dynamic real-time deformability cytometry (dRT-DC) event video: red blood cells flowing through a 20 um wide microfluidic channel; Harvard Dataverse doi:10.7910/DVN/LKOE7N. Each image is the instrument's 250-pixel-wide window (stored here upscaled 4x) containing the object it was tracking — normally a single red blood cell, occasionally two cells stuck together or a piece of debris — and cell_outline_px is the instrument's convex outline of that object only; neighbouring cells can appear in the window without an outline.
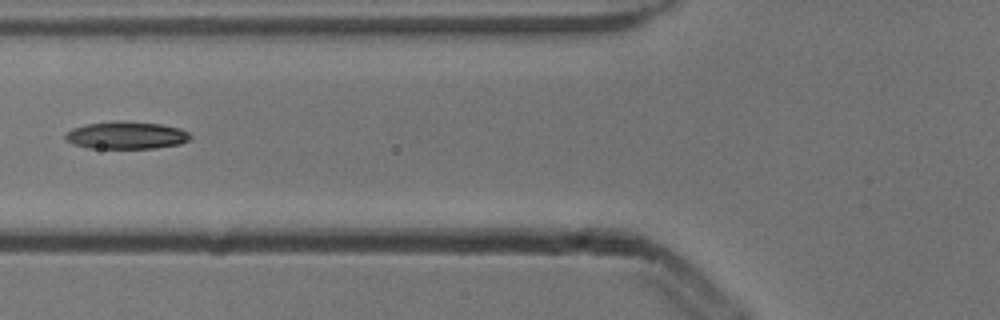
{"species": "common noctule bat (a hibernating species)", "species_latin": "Nyctalus noctula", "temperature_condition": "cold", "stored_images_in_passage": 6, "camera_frame_rate_fps": 3000, "um_per_image_px": 0.085, "animal": {"sex": "male", "body_mass_g": 13.3}, "frame": {"image": 1, "passage_image": 6, "time_ms": 1.667, "image_size_px": [1000, 320], "cell_outline_px": [[192, 136], [188, 140], [180, 144], [152, 148], [88, 148], [72, 144], [64, 140], [64, 136], [72, 128], [84, 124], [116, 120], [124, 120], [160, 124], [180, 128], [188, 132]], "centroid_in_image_um": [10.7, 11.49], "position_along_channel_um": 115.1, "area_um2": 20.23}}